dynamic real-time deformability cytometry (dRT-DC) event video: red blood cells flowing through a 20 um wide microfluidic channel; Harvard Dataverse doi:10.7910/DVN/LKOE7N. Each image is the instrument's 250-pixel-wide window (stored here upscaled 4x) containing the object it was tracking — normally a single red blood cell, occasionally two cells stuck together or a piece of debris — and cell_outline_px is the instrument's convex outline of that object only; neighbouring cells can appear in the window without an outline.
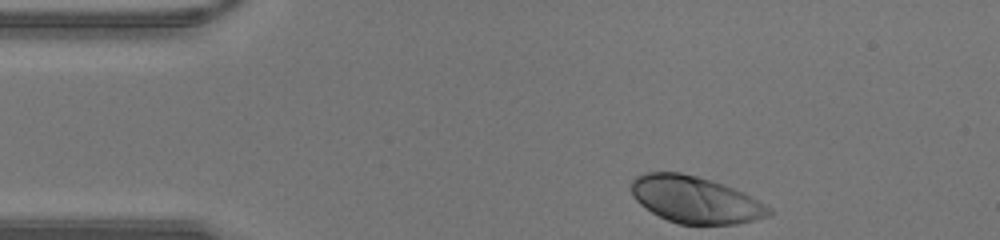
{"species": "human", "species_latin": "Homo sapiens", "temperature_condition": "warm", "stored_images_in_passage": 28, "camera_frame_rate_fps": 3000, "um_per_image_px": 0.085, "donor": {"sex": "male"}, "frame": {"image": 1, "passage_image": 1, "time_ms": 0.0, "image_size_px": [1000, 240], "cell_outline_px": [[772, 212], [768, 216], [756, 220], [736, 224], [680, 224], [668, 220], [652, 212], [640, 204], [636, 200], [632, 192], [632, 180], [636, 176], [644, 172], [680, 172], [696, 176], [724, 184], [744, 192], [772, 208]], "centroid_in_image_um": [59.12, 16.97], "position_along_channel_um": 25.9, "area_um2": 37.45}}
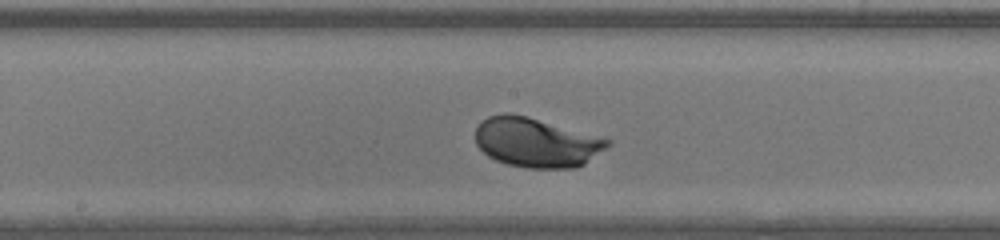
{"frame": {"image": 2, "passage_image": 16, "time_ms": 5.0, "image_size_px": [1000, 240], "cell_outline_px": [[612, 144], [584, 164], [572, 168], [524, 168], [508, 164], [496, 160], [488, 156], [476, 144], [476, 128], [488, 116], [508, 112], [528, 116], [612, 140]], "centroid_in_image_um": [45.59, 12.11], "position_along_channel_um": 202.6, "area_um2": 37.97}}
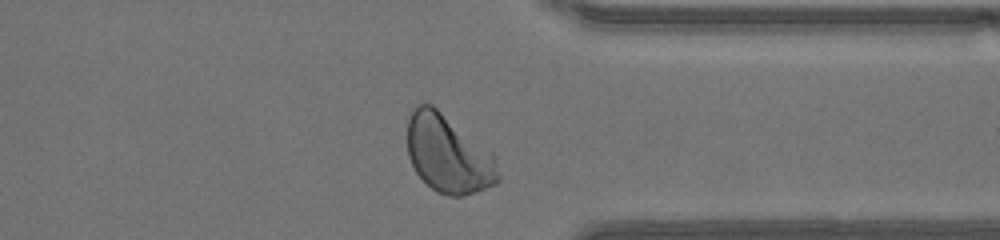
{"frame": {"image": 3, "passage_image": 27, "time_ms": 8.667, "image_size_px": [1000, 240], "cell_outline_px": [[500, 180], [496, 184], [460, 196], [448, 196], [436, 192], [416, 172], [408, 156], [408, 116], [416, 104], [432, 104], [492, 152], [500, 176]], "centroid_in_image_um": [38.09, 13.08], "position_along_channel_um": 373.3, "area_um2": 40.92}}